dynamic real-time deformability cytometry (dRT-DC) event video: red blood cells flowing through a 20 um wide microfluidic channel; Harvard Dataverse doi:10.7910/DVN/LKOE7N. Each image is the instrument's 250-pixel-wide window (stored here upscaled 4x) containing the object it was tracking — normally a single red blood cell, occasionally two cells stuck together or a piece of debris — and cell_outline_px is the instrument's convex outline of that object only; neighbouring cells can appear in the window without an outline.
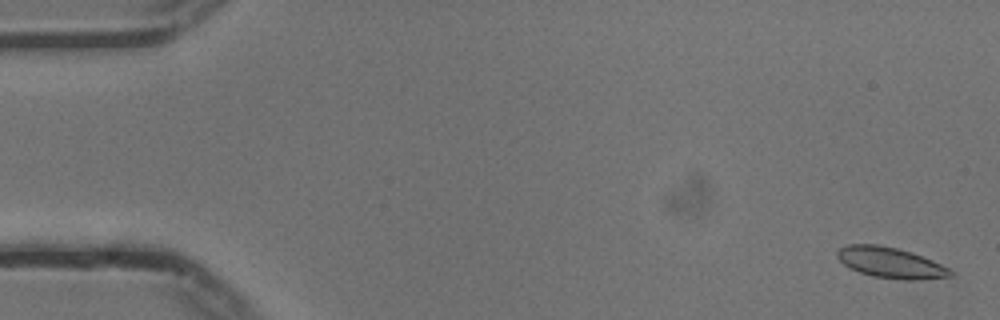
{"species": "common noctule bat (a hibernating species)", "species_latin": "Nyctalus noctula", "temperature_condition": "cold", "stored_images_in_passage": 55, "camera_frame_rate_fps": 3000, "um_per_image_px": 0.085, "animal": {"sex": "male", "body_mass_g": 13.3}, "frame": {"image": 1, "passage_image": 2, "time_ms": 0.333, "image_size_px": [1000, 320], "cell_outline_px": [[952, 276], [920, 280], [900, 280], [872, 276], [848, 268], [836, 256], [836, 252], [840, 248], [848, 244], [880, 244], [912, 252], [932, 260], [948, 268], [952, 272]], "centroid_in_image_um": [75.67, 22.33], "position_along_channel_um": 9.3, "area_um2": 20.35}}
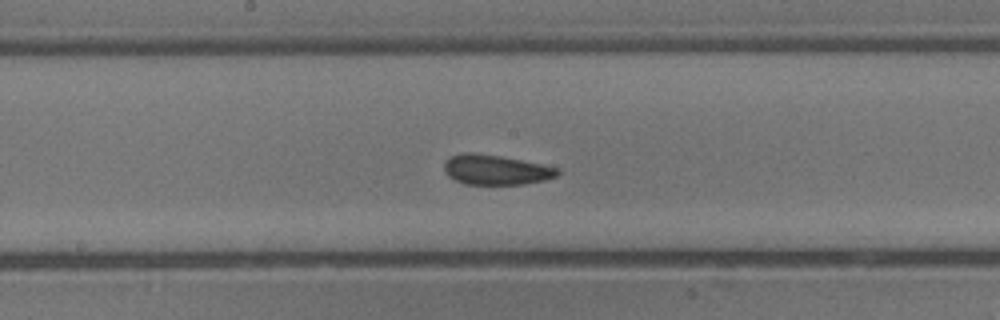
{"frame": {"image": 2, "passage_image": 29, "time_ms": 9.333, "image_size_px": [1000, 320], "cell_outline_px": [[560, 172], [556, 176], [544, 180], [524, 184], [464, 184], [448, 176], [444, 172], [444, 164], [452, 156], [464, 152], [472, 152], [500, 156], [560, 168]], "centroid_in_image_um": [42.14, 14.43], "position_along_channel_um": 206.1, "area_um2": 19.59}}
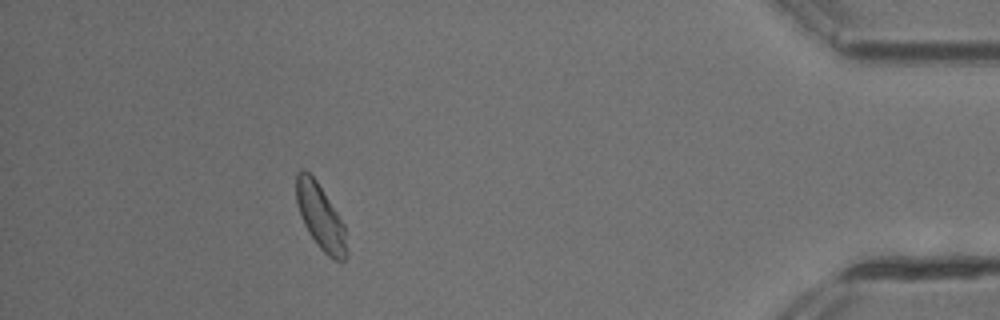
{"frame": {"image": 3, "passage_image": 50, "time_ms": 16.333, "image_size_px": [1000, 320], "cell_outline_px": [[348, 256], [344, 260], [336, 260], [328, 256], [320, 248], [308, 232], [300, 216], [296, 200], [296, 172], [300, 168], [304, 168], [316, 180], [344, 224], [348, 252]], "centroid_in_image_um": [27.23, 18.43], "position_along_channel_um": 408.0, "area_um2": 19.13}, "authors_computed_cell_mechanics": {"area_um2": 19.652, "velocity_mm_per_s": 3.7075, "shape_relaxation_time_tau1_ms": 3.5127, "shape_relaxation_time_tau2_ms": 1.2286, "deformation_change_tau1": 0.0677, "deformation_change_tau2": 0.0521}}